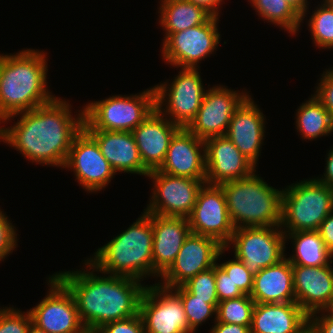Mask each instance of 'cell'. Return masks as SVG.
<instances>
[{"mask_svg": "<svg viewBox=\"0 0 333 333\" xmlns=\"http://www.w3.org/2000/svg\"><path fill=\"white\" fill-rule=\"evenodd\" d=\"M325 162V173H323L322 177H316V179L333 189V147L328 151Z\"/></svg>", "mask_w": 333, "mask_h": 333, "instance_id": "44", "label": "cell"}, {"mask_svg": "<svg viewBox=\"0 0 333 333\" xmlns=\"http://www.w3.org/2000/svg\"><path fill=\"white\" fill-rule=\"evenodd\" d=\"M99 333H146L140 314L113 321L97 329Z\"/></svg>", "mask_w": 333, "mask_h": 333, "instance_id": "39", "label": "cell"}, {"mask_svg": "<svg viewBox=\"0 0 333 333\" xmlns=\"http://www.w3.org/2000/svg\"><path fill=\"white\" fill-rule=\"evenodd\" d=\"M309 326L316 333H333V314L329 310L317 311L309 316Z\"/></svg>", "mask_w": 333, "mask_h": 333, "instance_id": "41", "label": "cell"}, {"mask_svg": "<svg viewBox=\"0 0 333 333\" xmlns=\"http://www.w3.org/2000/svg\"><path fill=\"white\" fill-rule=\"evenodd\" d=\"M80 333H99L97 329L84 328Z\"/></svg>", "mask_w": 333, "mask_h": 333, "instance_id": "48", "label": "cell"}, {"mask_svg": "<svg viewBox=\"0 0 333 333\" xmlns=\"http://www.w3.org/2000/svg\"><path fill=\"white\" fill-rule=\"evenodd\" d=\"M172 290L180 297L187 317L189 328L196 333L195 330L202 323L214 316L216 321V312L218 304H209L208 299L194 298L183 286L172 288Z\"/></svg>", "mask_w": 333, "mask_h": 333, "instance_id": "33", "label": "cell"}, {"mask_svg": "<svg viewBox=\"0 0 333 333\" xmlns=\"http://www.w3.org/2000/svg\"><path fill=\"white\" fill-rule=\"evenodd\" d=\"M188 220L191 233L211 237L224 247L235 231L220 185L203 184Z\"/></svg>", "mask_w": 333, "mask_h": 333, "instance_id": "16", "label": "cell"}, {"mask_svg": "<svg viewBox=\"0 0 333 333\" xmlns=\"http://www.w3.org/2000/svg\"><path fill=\"white\" fill-rule=\"evenodd\" d=\"M84 107V130L132 132L156 108L155 87L141 93L112 95Z\"/></svg>", "mask_w": 333, "mask_h": 333, "instance_id": "7", "label": "cell"}, {"mask_svg": "<svg viewBox=\"0 0 333 333\" xmlns=\"http://www.w3.org/2000/svg\"><path fill=\"white\" fill-rule=\"evenodd\" d=\"M234 256L253 274L278 264L285 254V235L280 226L235 228L230 242Z\"/></svg>", "mask_w": 333, "mask_h": 333, "instance_id": "9", "label": "cell"}, {"mask_svg": "<svg viewBox=\"0 0 333 333\" xmlns=\"http://www.w3.org/2000/svg\"><path fill=\"white\" fill-rule=\"evenodd\" d=\"M328 310L333 314V303H332L331 307Z\"/></svg>", "mask_w": 333, "mask_h": 333, "instance_id": "50", "label": "cell"}, {"mask_svg": "<svg viewBox=\"0 0 333 333\" xmlns=\"http://www.w3.org/2000/svg\"><path fill=\"white\" fill-rule=\"evenodd\" d=\"M251 97L249 95L235 110L225 136L257 166L265 139L266 118Z\"/></svg>", "mask_w": 333, "mask_h": 333, "instance_id": "21", "label": "cell"}, {"mask_svg": "<svg viewBox=\"0 0 333 333\" xmlns=\"http://www.w3.org/2000/svg\"><path fill=\"white\" fill-rule=\"evenodd\" d=\"M147 177L152 179V195L144 209L146 213L159 216L188 218L194 208L198 192L205 183L200 179H191L169 175L152 170Z\"/></svg>", "mask_w": 333, "mask_h": 333, "instance_id": "11", "label": "cell"}, {"mask_svg": "<svg viewBox=\"0 0 333 333\" xmlns=\"http://www.w3.org/2000/svg\"><path fill=\"white\" fill-rule=\"evenodd\" d=\"M248 93L223 85L208 87L195 118L186 128L203 140L224 136L235 110L249 96Z\"/></svg>", "mask_w": 333, "mask_h": 333, "instance_id": "15", "label": "cell"}, {"mask_svg": "<svg viewBox=\"0 0 333 333\" xmlns=\"http://www.w3.org/2000/svg\"><path fill=\"white\" fill-rule=\"evenodd\" d=\"M71 107L69 101L55 97L45 105L7 117L4 124L21 115L13 126H0V142L32 163L63 168L73 140L84 126V107L76 117Z\"/></svg>", "mask_w": 333, "mask_h": 333, "instance_id": "1", "label": "cell"}, {"mask_svg": "<svg viewBox=\"0 0 333 333\" xmlns=\"http://www.w3.org/2000/svg\"><path fill=\"white\" fill-rule=\"evenodd\" d=\"M318 232L325 246L333 254V211L322 221Z\"/></svg>", "mask_w": 333, "mask_h": 333, "instance_id": "42", "label": "cell"}, {"mask_svg": "<svg viewBox=\"0 0 333 333\" xmlns=\"http://www.w3.org/2000/svg\"><path fill=\"white\" fill-rule=\"evenodd\" d=\"M322 2L312 11L308 30L316 47L330 50L333 48V7L327 0Z\"/></svg>", "mask_w": 333, "mask_h": 333, "instance_id": "31", "label": "cell"}, {"mask_svg": "<svg viewBox=\"0 0 333 333\" xmlns=\"http://www.w3.org/2000/svg\"><path fill=\"white\" fill-rule=\"evenodd\" d=\"M63 168L73 170L75 180L87 193L105 189L117 174L84 129L74 138Z\"/></svg>", "mask_w": 333, "mask_h": 333, "instance_id": "17", "label": "cell"}, {"mask_svg": "<svg viewBox=\"0 0 333 333\" xmlns=\"http://www.w3.org/2000/svg\"><path fill=\"white\" fill-rule=\"evenodd\" d=\"M219 17L206 23L172 33L162 45V58L172 67L199 68L200 61L210 57L220 44Z\"/></svg>", "mask_w": 333, "mask_h": 333, "instance_id": "10", "label": "cell"}, {"mask_svg": "<svg viewBox=\"0 0 333 333\" xmlns=\"http://www.w3.org/2000/svg\"><path fill=\"white\" fill-rule=\"evenodd\" d=\"M333 7V0H327Z\"/></svg>", "mask_w": 333, "mask_h": 333, "instance_id": "51", "label": "cell"}, {"mask_svg": "<svg viewBox=\"0 0 333 333\" xmlns=\"http://www.w3.org/2000/svg\"><path fill=\"white\" fill-rule=\"evenodd\" d=\"M255 304L249 295L223 300L217 305L216 321L251 326Z\"/></svg>", "mask_w": 333, "mask_h": 333, "instance_id": "32", "label": "cell"}, {"mask_svg": "<svg viewBox=\"0 0 333 333\" xmlns=\"http://www.w3.org/2000/svg\"><path fill=\"white\" fill-rule=\"evenodd\" d=\"M296 111V129L303 140H316L332 134L333 116L314 94Z\"/></svg>", "mask_w": 333, "mask_h": 333, "instance_id": "29", "label": "cell"}, {"mask_svg": "<svg viewBox=\"0 0 333 333\" xmlns=\"http://www.w3.org/2000/svg\"><path fill=\"white\" fill-rule=\"evenodd\" d=\"M295 302L310 316L333 303V267L292 265Z\"/></svg>", "mask_w": 333, "mask_h": 333, "instance_id": "20", "label": "cell"}, {"mask_svg": "<svg viewBox=\"0 0 333 333\" xmlns=\"http://www.w3.org/2000/svg\"><path fill=\"white\" fill-rule=\"evenodd\" d=\"M151 221L153 278H159L174 262L191 229L186 217L151 214Z\"/></svg>", "mask_w": 333, "mask_h": 333, "instance_id": "23", "label": "cell"}, {"mask_svg": "<svg viewBox=\"0 0 333 333\" xmlns=\"http://www.w3.org/2000/svg\"><path fill=\"white\" fill-rule=\"evenodd\" d=\"M215 282L219 302L244 295L217 263L215 264Z\"/></svg>", "mask_w": 333, "mask_h": 333, "instance_id": "38", "label": "cell"}, {"mask_svg": "<svg viewBox=\"0 0 333 333\" xmlns=\"http://www.w3.org/2000/svg\"><path fill=\"white\" fill-rule=\"evenodd\" d=\"M31 323L29 311L6 306L0 308V333H28Z\"/></svg>", "mask_w": 333, "mask_h": 333, "instance_id": "35", "label": "cell"}, {"mask_svg": "<svg viewBox=\"0 0 333 333\" xmlns=\"http://www.w3.org/2000/svg\"><path fill=\"white\" fill-rule=\"evenodd\" d=\"M139 314L146 333H194L189 328L180 297L158 283L145 287Z\"/></svg>", "mask_w": 333, "mask_h": 333, "instance_id": "12", "label": "cell"}, {"mask_svg": "<svg viewBox=\"0 0 333 333\" xmlns=\"http://www.w3.org/2000/svg\"><path fill=\"white\" fill-rule=\"evenodd\" d=\"M8 216L0 209V261L12 254L18 245L17 232Z\"/></svg>", "mask_w": 333, "mask_h": 333, "instance_id": "37", "label": "cell"}, {"mask_svg": "<svg viewBox=\"0 0 333 333\" xmlns=\"http://www.w3.org/2000/svg\"><path fill=\"white\" fill-rule=\"evenodd\" d=\"M309 326V315L296 303H256L251 333H301Z\"/></svg>", "mask_w": 333, "mask_h": 333, "instance_id": "25", "label": "cell"}, {"mask_svg": "<svg viewBox=\"0 0 333 333\" xmlns=\"http://www.w3.org/2000/svg\"><path fill=\"white\" fill-rule=\"evenodd\" d=\"M250 297L255 303L295 302L291 263L284 258L276 265L261 269L254 275Z\"/></svg>", "mask_w": 333, "mask_h": 333, "instance_id": "26", "label": "cell"}, {"mask_svg": "<svg viewBox=\"0 0 333 333\" xmlns=\"http://www.w3.org/2000/svg\"><path fill=\"white\" fill-rule=\"evenodd\" d=\"M190 1L197 6L203 7L205 10H207L212 16L219 17V11H220V4L221 2L224 3V0H187Z\"/></svg>", "mask_w": 333, "mask_h": 333, "instance_id": "45", "label": "cell"}, {"mask_svg": "<svg viewBox=\"0 0 333 333\" xmlns=\"http://www.w3.org/2000/svg\"><path fill=\"white\" fill-rule=\"evenodd\" d=\"M28 333H47V332L43 329H40L39 327H37L33 323H31V325L28 329Z\"/></svg>", "mask_w": 333, "mask_h": 333, "instance_id": "47", "label": "cell"}, {"mask_svg": "<svg viewBox=\"0 0 333 333\" xmlns=\"http://www.w3.org/2000/svg\"><path fill=\"white\" fill-rule=\"evenodd\" d=\"M235 228L280 226L282 193L256 174L220 185Z\"/></svg>", "mask_w": 333, "mask_h": 333, "instance_id": "5", "label": "cell"}, {"mask_svg": "<svg viewBox=\"0 0 333 333\" xmlns=\"http://www.w3.org/2000/svg\"><path fill=\"white\" fill-rule=\"evenodd\" d=\"M48 278V294L28 310L32 323L47 333H80L85 327L73 295L54 275Z\"/></svg>", "mask_w": 333, "mask_h": 333, "instance_id": "14", "label": "cell"}, {"mask_svg": "<svg viewBox=\"0 0 333 333\" xmlns=\"http://www.w3.org/2000/svg\"><path fill=\"white\" fill-rule=\"evenodd\" d=\"M234 259L226 260L217 264L227 273L230 279L244 295L251 294L253 288L254 275L246 268L245 264L238 260L235 256Z\"/></svg>", "mask_w": 333, "mask_h": 333, "instance_id": "36", "label": "cell"}, {"mask_svg": "<svg viewBox=\"0 0 333 333\" xmlns=\"http://www.w3.org/2000/svg\"><path fill=\"white\" fill-rule=\"evenodd\" d=\"M215 325L210 328V333H251V326L228 324L215 321Z\"/></svg>", "mask_w": 333, "mask_h": 333, "instance_id": "43", "label": "cell"}, {"mask_svg": "<svg viewBox=\"0 0 333 333\" xmlns=\"http://www.w3.org/2000/svg\"><path fill=\"white\" fill-rule=\"evenodd\" d=\"M314 95L333 116V67L323 71Z\"/></svg>", "mask_w": 333, "mask_h": 333, "instance_id": "40", "label": "cell"}, {"mask_svg": "<svg viewBox=\"0 0 333 333\" xmlns=\"http://www.w3.org/2000/svg\"><path fill=\"white\" fill-rule=\"evenodd\" d=\"M98 144L101 154L114 171L147 177L150 170L143 164L131 132L85 130Z\"/></svg>", "mask_w": 333, "mask_h": 333, "instance_id": "24", "label": "cell"}, {"mask_svg": "<svg viewBox=\"0 0 333 333\" xmlns=\"http://www.w3.org/2000/svg\"><path fill=\"white\" fill-rule=\"evenodd\" d=\"M84 263L86 270L61 271L53 275L73 295L85 328L99 329L139 314L140 300L147 285L130 277L99 272L87 259Z\"/></svg>", "mask_w": 333, "mask_h": 333, "instance_id": "2", "label": "cell"}, {"mask_svg": "<svg viewBox=\"0 0 333 333\" xmlns=\"http://www.w3.org/2000/svg\"><path fill=\"white\" fill-rule=\"evenodd\" d=\"M263 20L286 30L292 36L302 25V17L285 0H249Z\"/></svg>", "mask_w": 333, "mask_h": 333, "instance_id": "30", "label": "cell"}, {"mask_svg": "<svg viewBox=\"0 0 333 333\" xmlns=\"http://www.w3.org/2000/svg\"><path fill=\"white\" fill-rule=\"evenodd\" d=\"M143 212L136 222L87 259L99 272L139 281L153 277L151 214Z\"/></svg>", "mask_w": 333, "mask_h": 333, "instance_id": "4", "label": "cell"}, {"mask_svg": "<svg viewBox=\"0 0 333 333\" xmlns=\"http://www.w3.org/2000/svg\"><path fill=\"white\" fill-rule=\"evenodd\" d=\"M302 17V23L307 16L309 3L307 0H285ZM308 9V10H307Z\"/></svg>", "mask_w": 333, "mask_h": 333, "instance_id": "46", "label": "cell"}, {"mask_svg": "<svg viewBox=\"0 0 333 333\" xmlns=\"http://www.w3.org/2000/svg\"><path fill=\"white\" fill-rule=\"evenodd\" d=\"M227 249L217 240L190 233L171 266L159 277L166 288L182 286L198 273L213 267ZM220 257V258H219Z\"/></svg>", "mask_w": 333, "mask_h": 333, "instance_id": "13", "label": "cell"}, {"mask_svg": "<svg viewBox=\"0 0 333 333\" xmlns=\"http://www.w3.org/2000/svg\"><path fill=\"white\" fill-rule=\"evenodd\" d=\"M333 211V189L309 178L283 189L281 230L284 233L318 230Z\"/></svg>", "mask_w": 333, "mask_h": 333, "instance_id": "6", "label": "cell"}, {"mask_svg": "<svg viewBox=\"0 0 333 333\" xmlns=\"http://www.w3.org/2000/svg\"><path fill=\"white\" fill-rule=\"evenodd\" d=\"M46 54L30 48L0 54V124L7 117L45 105L56 97L47 87Z\"/></svg>", "mask_w": 333, "mask_h": 333, "instance_id": "3", "label": "cell"}, {"mask_svg": "<svg viewBox=\"0 0 333 333\" xmlns=\"http://www.w3.org/2000/svg\"><path fill=\"white\" fill-rule=\"evenodd\" d=\"M294 247L293 255L285 257L291 265L320 267L333 263V254L325 246L318 230L284 233Z\"/></svg>", "mask_w": 333, "mask_h": 333, "instance_id": "28", "label": "cell"}, {"mask_svg": "<svg viewBox=\"0 0 333 333\" xmlns=\"http://www.w3.org/2000/svg\"><path fill=\"white\" fill-rule=\"evenodd\" d=\"M194 298L208 299L209 304H218L215 282V265L198 273L182 285Z\"/></svg>", "mask_w": 333, "mask_h": 333, "instance_id": "34", "label": "cell"}, {"mask_svg": "<svg viewBox=\"0 0 333 333\" xmlns=\"http://www.w3.org/2000/svg\"><path fill=\"white\" fill-rule=\"evenodd\" d=\"M160 172L206 181L205 143L187 128H180L172 137Z\"/></svg>", "mask_w": 333, "mask_h": 333, "instance_id": "19", "label": "cell"}, {"mask_svg": "<svg viewBox=\"0 0 333 333\" xmlns=\"http://www.w3.org/2000/svg\"><path fill=\"white\" fill-rule=\"evenodd\" d=\"M301 333H316V332L310 326H308Z\"/></svg>", "mask_w": 333, "mask_h": 333, "instance_id": "49", "label": "cell"}, {"mask_svg": "<svg viewBox=\"0 0 333 333\" xmlns=\"http://www.w3.org/2000/svg\"><path fill=\"white\" fill-rule=\"evenodd\" d=\"M159 24L165 37L163 42L172 34L184 31L206 23L212 15L203 7L187 0H160Z\"/></svg>", "mask_w": 333, "mask_h": 333, "instance_id": "27", "label": "cell"}, {"mask_svg": "<svg viewBox=\"0 0 333 333\" xmlns=\"http://www.w3.org/2000/svg\"><path fill=\"white\" fill-rule=\"evenodd\" d=\"M204 143L205 183L221 185L250 176L256 170V166L225 135L210 137Z\"/></svg>", "mask_w": 333, "mask_h": 333, "instance_id": "18", "label": "cell"}, {"mask_svg": "<svg viewBox=\"0 0 333 333\" xmlns=\"http://www.w3.org/2000/svg\"><path fill=\"white\" fill-rule=\"evenodd\" d=\"M198 70L181 68L171 84L165 81L154 86L156 108L182 128H186L195 118L207 91Z\"/></svg>", "mask_w": 333, "mask_h": 333, "instance_id": "8", "label": "cell"}, {"mask_svg": "<svg viewBox=\"0 0 333 333\" xmlns=\"http://www.w3.org/2000/svg\"><path fill=\"white\" fill-rule=\"evenodd\" d=\"M180 128L155 108L131 132L143 164L150 171L158 169L164 162L170 141Z\"/></svg>", "mask_w": 333, "mask_h": 333, "instance_id": "22", "label": "cell"}]
</instances>
